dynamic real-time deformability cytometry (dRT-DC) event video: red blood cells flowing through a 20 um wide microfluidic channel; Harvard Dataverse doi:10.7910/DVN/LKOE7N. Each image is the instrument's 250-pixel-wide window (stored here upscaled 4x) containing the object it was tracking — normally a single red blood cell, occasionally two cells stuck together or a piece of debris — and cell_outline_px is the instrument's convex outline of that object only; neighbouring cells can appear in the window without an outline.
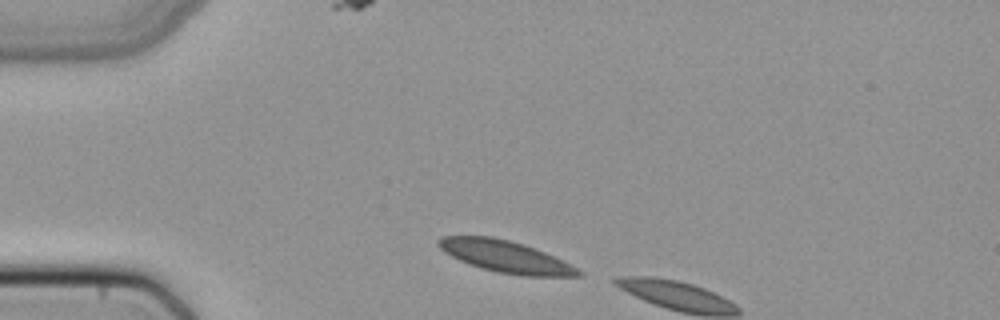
{"species": "common noctule bat (a hibernating species)", "species_latin": "Nyctalus noctula", "temperature_condition": "cold", "stored_images_in_passage": 3, "camera_frame_rate_fps": 3000, "um_per_image_px": 0.085, "animal": {"sex": "female", "body_mass_g": 22.7, "forearm_length_mm": 54.2}, "frame": {"image": 1, "passage_image": 1, "time_ms": 0.0, "image_size_px": [1000, 320], "cell_outline_px": [[584, 276], [524, 276], [496, 272], [480, 268], [468, 264], [444, 252], [436, 244], [436, 240], [440, 236], [492, 236], [524, 244], [544, 252], [584, 272]], "centroid_in_image_um": [42.92, 21.81], "position_along_channel_um": 42.1, "area_um2": 25.84}}